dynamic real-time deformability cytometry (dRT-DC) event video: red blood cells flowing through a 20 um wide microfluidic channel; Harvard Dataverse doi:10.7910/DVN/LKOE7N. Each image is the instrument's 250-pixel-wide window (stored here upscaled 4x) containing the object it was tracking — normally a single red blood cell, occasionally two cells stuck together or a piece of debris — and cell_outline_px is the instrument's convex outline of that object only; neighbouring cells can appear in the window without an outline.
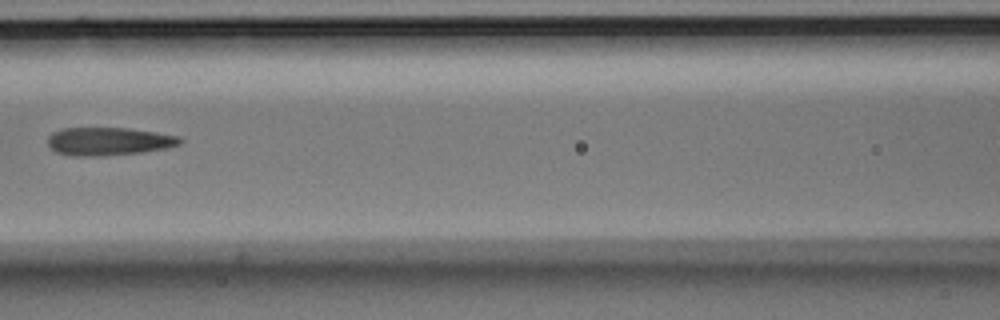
{"species": "Egyptian fruit bat (a non-hibernating species)", "species_latin": "Rousettus aegyptiacus", "temperature_condition": "room temperature", "stored_images_in_passage": 3, "camera_frame_rate_fps": 3000, "um_per_image_px": 0.085, "animal": {"sex": "male"}, "frame": {"image": 1, "passage_image": 3, "time_ms": 3.667, "image_size_px": [1000, 320], "cell_outline_px": [[184, 140], [180, 144], [164, 148], [140, 152], [104, 156], [72, 156], [56, 152], [48, 144], [48, 136], [52, 132], [64, 128], [128, 128], [156, 132], [180, 136]], "centroid_in_image_um": [9.23, 12.01], "position_along_channel_um": 157.4, "area_um2": 21.62}}